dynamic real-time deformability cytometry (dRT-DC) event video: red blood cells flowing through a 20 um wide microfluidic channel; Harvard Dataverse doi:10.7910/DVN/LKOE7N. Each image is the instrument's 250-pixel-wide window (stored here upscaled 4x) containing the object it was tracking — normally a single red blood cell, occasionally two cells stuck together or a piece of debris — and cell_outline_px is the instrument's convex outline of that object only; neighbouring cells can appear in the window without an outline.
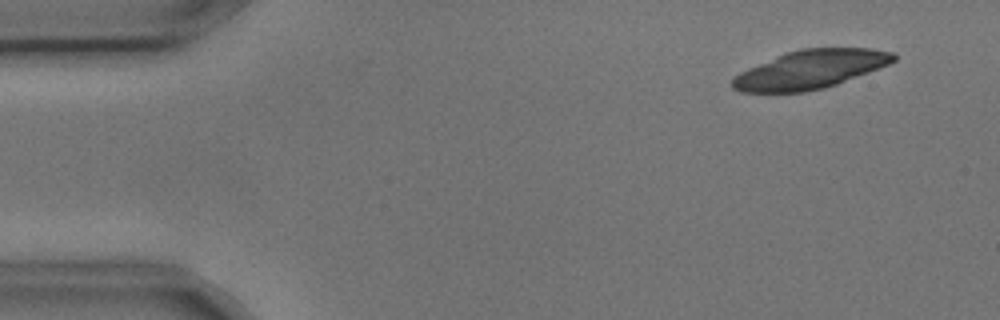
{"species": "common noctule bat (a hibernating species)", "species_latin": "Nyctalus noctula", "temperature_condition": "cold", "stored_images_in_passage": 4, "camera_frame_rate_fps": 3000, "um_per_image_px": 0.085, "animal": {"sex": "male", "body_mass_g": 17.9, "forearm_length_mm": 54.2}, "frame": {"image": 1, "passage_image": 1, "time_ms": 0.0, "image_size_px": [1000, 320], "cell_outline_px": [[896, 60], [888, 64], [868, 72], [836, 84], [824, 88], [804, 92], [740, 92], [732, 88], [732, 80], [740, 72], [748, 68], [776, 56], [800, 48], [872, 48], [896, 52]], "centroid_in_image_um": [68.89, 5.9], "position_along_channel_um": 16.1, "area_um2": 36.01}}